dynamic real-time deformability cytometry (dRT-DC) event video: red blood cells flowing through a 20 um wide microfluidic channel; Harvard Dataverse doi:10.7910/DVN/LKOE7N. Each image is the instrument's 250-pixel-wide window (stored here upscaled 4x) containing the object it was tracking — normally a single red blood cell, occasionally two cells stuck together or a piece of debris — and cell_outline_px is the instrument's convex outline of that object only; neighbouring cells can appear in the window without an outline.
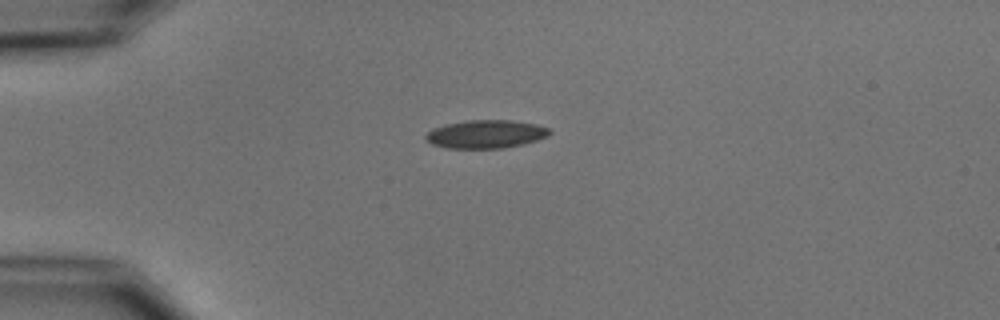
{"species": "common noctule bat (a hibernating species)", "species_latin": "Nyctalus noctula", "temperature_condition": "cold", "stored_images_in_passage": 2, "camera_frame_rate_fps": 3000, "um_per_image_px": 0.085, "animal": {"sex": "male", "body_mass_g": 15.6}, "frame": {"image": 1, "passage_image": 2, "time_ms": 1.333, "image_size_px": [1000, 320], "cell_outline_px": [[552, 132], [548, 136], [524, 144], [504, 148], [444, 148], [432, 144], [424, 140], [424, 136], [432, 128], [448, 124], [468, 120], [512, 120], [536, 124], [548, 128]], "centroid_in_image_um": [41.28, 11.4], "position_along_channel_um": 43.7, "area_um2": 20.46}}